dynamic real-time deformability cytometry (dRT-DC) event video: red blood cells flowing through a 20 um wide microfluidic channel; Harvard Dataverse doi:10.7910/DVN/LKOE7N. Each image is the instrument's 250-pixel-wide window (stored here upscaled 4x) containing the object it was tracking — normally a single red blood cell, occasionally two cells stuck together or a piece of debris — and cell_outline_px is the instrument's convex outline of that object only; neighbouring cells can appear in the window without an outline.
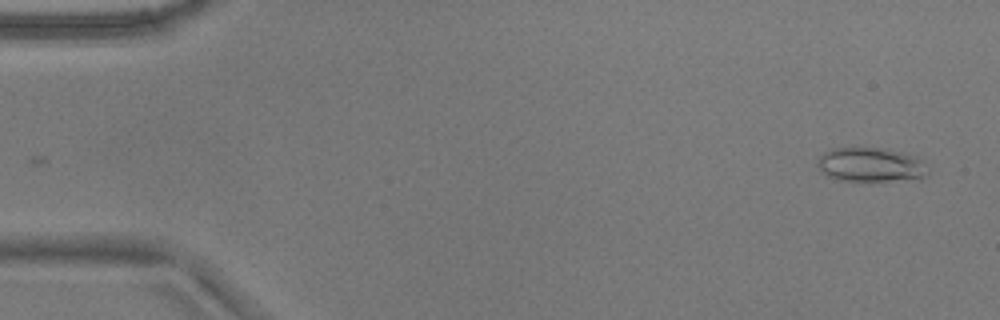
{"species": "common noctule bat (a hibernating species)", "species_latin": "Nyctalus noctula", "temperature_condition": "warm", "stored_images_in_passage": 51, "camera_frame_rate_fps": 3000, "um_per_image_px": 0.085, "animal": {"sex": "male", "body_mass_g": 17.9}, "frame": {"image": 1, "passage_image": 1, "time_ms": 0.0, "image_size_px": [1000, 320], "cell_outline_px": [[928, 172], [920, 180], [840, 180], [828, 176], [820, 172], [816, 164], [816, 160], [824, 152], [832, 148], [880, 148], [900, 152], [916, 156], [924, 160]], "centroid_in_image_um": [74.01, 14.0], "position_along_channel_um": 11.0, "area_um2": 22.14}}
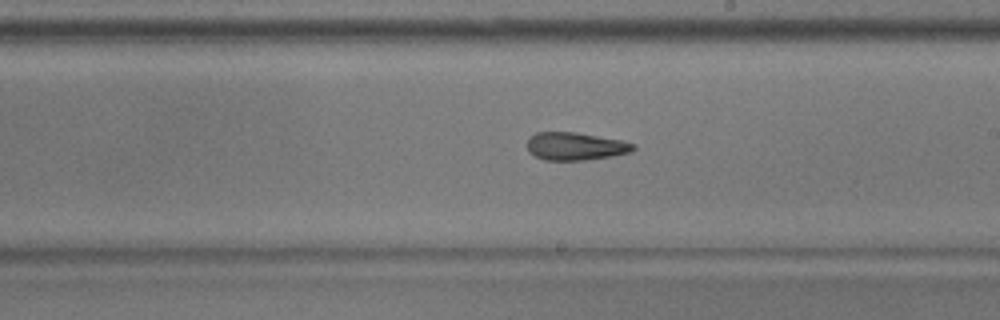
{"frame": {"image": 2, "passage_image": 29, "time_ms": 9.333, "image_size_px": [1000, 320], "cell_outline_px": [[636, 148], [632, 152], [612, 156], [584, 160], [544, 160], [528, 152], [528, 136], [536, 132], [576, 132], [620, 140], [636, 144]], "centroid_in_image_um": [48.91, 12.43], "position_along_channel_um": 240.1, "area_um2": 17.28}}
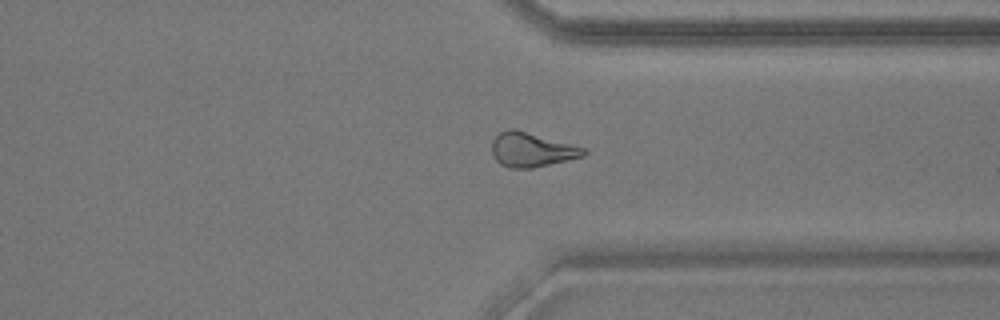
{"frame": {"image": 3, "passage_image": 39, "time_ms": 12.667, "image_size_px": [1000, 320], "cell_outline_px": [[588, 152], [584, 156], [568, 160], [532, 168], [508, 168], [500, 164], [496, 160], [492, 152], [492, 140], [500, 132], [508, 128], [512, 128], [584, 148]], "centroid_in_image_um": [45.16, 12.74], "position_along_channel_um": 366.2, "area_um2": 18.09}, "authors_computed_cell_mechanics": {"area_um2": 18.5538, "velocity_mm_per_s": 3.7986, "shape_relaxation_time_tau1_ms": null, "shape_relaxation_time_tau2_ms": 3.2178, "deformation_change_tau1": null, "deformation_change_tau2": 0.117}}